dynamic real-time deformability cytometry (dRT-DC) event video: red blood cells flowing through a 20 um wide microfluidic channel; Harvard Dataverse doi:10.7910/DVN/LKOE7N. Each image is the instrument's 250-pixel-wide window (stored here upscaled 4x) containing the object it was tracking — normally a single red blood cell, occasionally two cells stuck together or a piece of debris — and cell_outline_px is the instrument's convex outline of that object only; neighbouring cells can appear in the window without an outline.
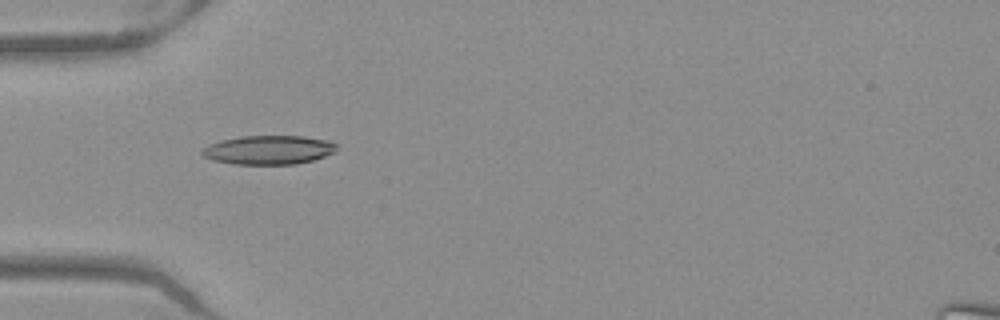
{"species": "Egyptian fruit bat (a non-hibernating species)", "species_latin": "Rousettus aegyptiacus", "temperature_condition": "warm", "stored_images_in_passage": 36, "camera_frame_rate_fps": 3000, "um_per_image_px": 0.085, "frame": {"image": 1, "passage_image": 1, "time_ms": 0.0, "image_size_px": [1000, 320], "cell_outline_px": [[336, 152], [312, 160], [296, 164], [232, 164], [212, 160], [204, 156], [200, 152], [208, 144], [220, 140], [240, 136], [304, 136], [328, 140], [336, 144]], "centroid_in_image_um": [22.82, 12.74], "position_along_channel_um": 62.2, "area_um2": 22.77}}
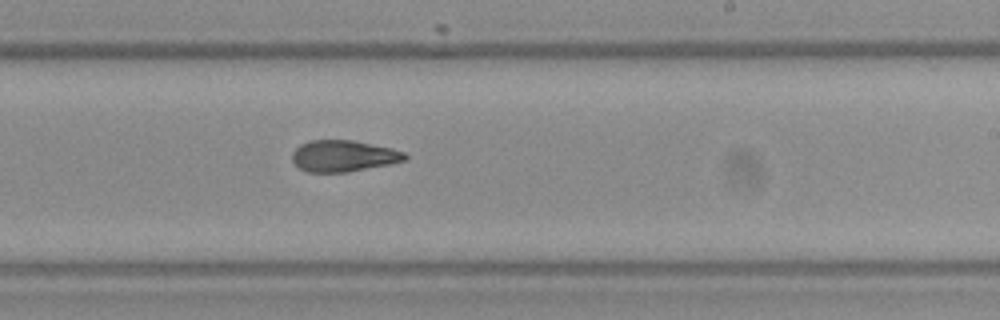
{"frame": {"image": 2, "passage_image": 16, "time_ms": 5.0, "image_size_px": [1000, 320], "cell_outline_px": [[408, 160], [392, 164], [348, 172], [308, 172], [300, 168], [292, 160], [292, 152], [300, 144], [312, 140], [352, 140], [392, 148], [404, 152], [408, 156]], "centroid_in_image_um": [29.23, 13.26], "position_along_channel_um": 259.8, "area_um2": 20.75}}
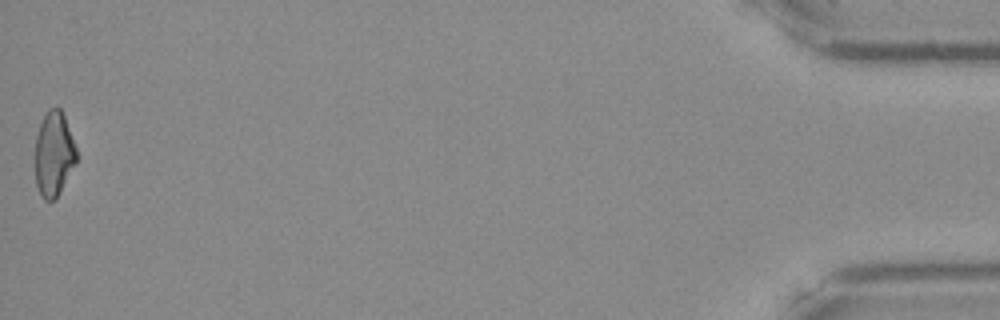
{"frame": {"image": 3, "passage_image": 36, "time_ms": 11.667, "image_size_px": [1000, 320], "cell_outline_px": [[80, 156], [76, 164], [56, 200], [44, 200], [36, 184], [36, 136], [40, 124], [48, 108], [56, 104], [60, 108], [64, 116]], "centroid_in_image_um": [4.62, 13.08], "position_along_channel_um": 430.6, "area_um2": 20.75}, "authors_computed_cell_mechanics": {"area_um2": 21.097, "velocity_mm_per_s": 3.9948, "shape_relaxation_time_tau1_ms": null, "shape_relaxation_time_tau2_ms": 3.9923, "deformation_change_tau1": null, "deformation_change_tau2": 0.1227}}